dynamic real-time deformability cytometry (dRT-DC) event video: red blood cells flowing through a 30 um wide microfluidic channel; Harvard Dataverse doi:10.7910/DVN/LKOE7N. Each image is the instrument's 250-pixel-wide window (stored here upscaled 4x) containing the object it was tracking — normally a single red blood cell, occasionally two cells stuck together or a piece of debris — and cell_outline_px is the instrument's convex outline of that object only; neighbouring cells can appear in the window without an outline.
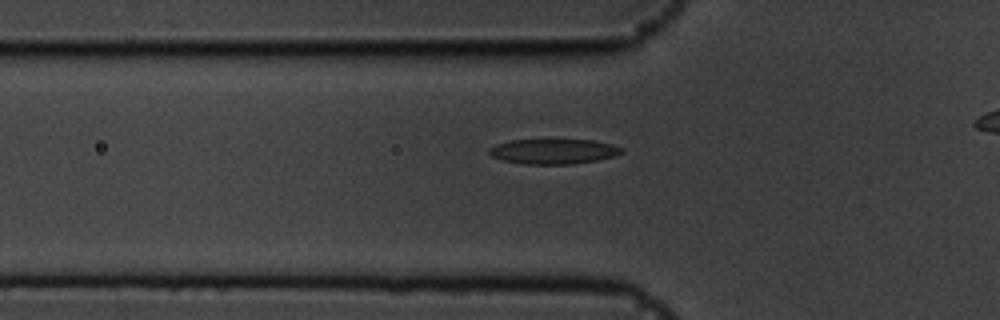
{"species": "common noctule bat (a hibernating species)", "species_latin": "Nyctalus noctula", "temperature_condition": "cold", "stored_images_in_passage": 36, "camera_frame_rate_fps": 3000, "um_per_image_px": 0.085, "animal": {"sex": "male", "body_mass_g": 19.5, "forearm_length_mm": 54.6}, "frame": {"image": 1, "passage_image": 6, "time_ms": 1.667, "image_size_px": [1000, 320], "cell_outline_px": [[624, 152], [616, 156], [596, 160], [572, 164], [524, 164], [500, 160], [492, 156], [488, 152], [488, 148], [496, 144], [508, 140], [592, 140], [612, 144], [624, 148]], "centroid_in_image_um": [47.04, 12.87], "position_along_channel_um": 78.8, "area_um2": 19.48}}
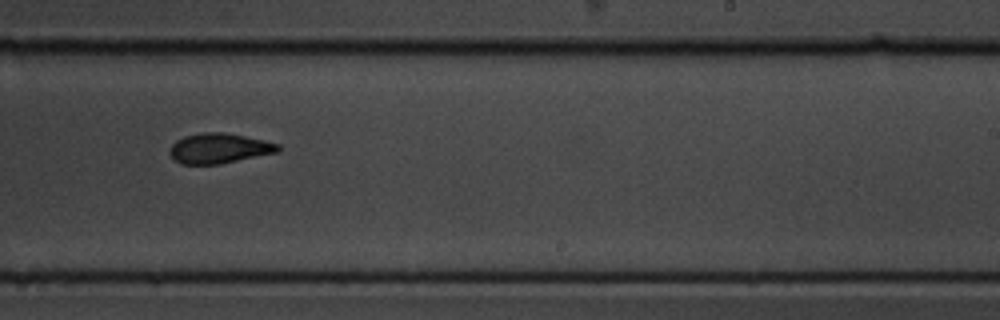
{"frame": {"image": 2, "passage_image": 22, "time_ms": 7.0, "image_size_px": [1000, 320], "cell_outline_px": [[280, 152], [220, 164], [180, 164], [168, 152], [168, 148], [176, 140], [184, 136], [204, 132], [224, 132], [264, 140], [280, 144]], "centroid_in_image_um": [18.63, 12.61], "position_along_channel_um": 270.4, "area_um2": 19.13}}
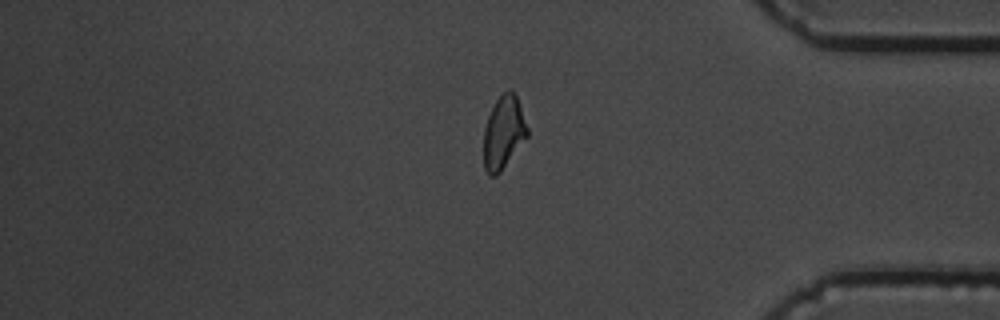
{"frame": {"image": 3, "passage_image": 34, "time_ms": 11.0, "image_size_px": [1000, 320], "cell_outline_px": [[528, 136], [500, 172], [496, 176], [488, 176], [484, 168], [484, 128], [488, 116], [496, 100], [508, 88], [512, 88], [516, 96], [528, 128]], "centroid_in_image_um": [42.79, 11.27], "position_along_channel_um": 392.4, "area_um2": 18.5}, "authors_computed_cell_mechanics": {"area_um2": 19.3052, "velocity_mm_per_s": 3.5872, "shape_relaxation_time_tau1_ms": 3.9472, "shape_relaxation_time_tau2_ms": 3.3457, "deformation_change_tau1": 0.143, "deformation_change_tau2": 0.0761}}